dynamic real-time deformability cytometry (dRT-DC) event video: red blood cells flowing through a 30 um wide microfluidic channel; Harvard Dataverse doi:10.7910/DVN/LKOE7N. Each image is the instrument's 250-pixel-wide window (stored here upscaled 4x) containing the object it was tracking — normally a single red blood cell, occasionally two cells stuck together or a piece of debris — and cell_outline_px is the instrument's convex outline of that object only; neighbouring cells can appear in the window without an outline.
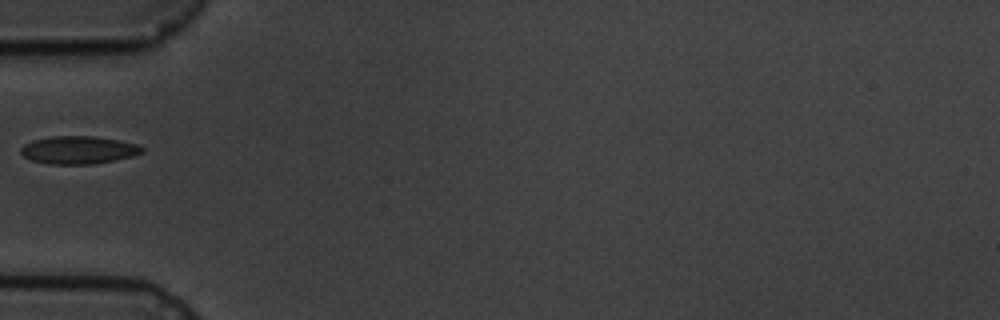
{"species": "common noctule bat (a hibernating species)", "species_latin": "Nyctalus noctula", "temperature_condition": "cold", "stored_images_in_passage": 7, "camera_frame_rate_fps": 3000, "um_per_image_px": 0.085, "animal": {"sex": "male", "body_mass_g": 19.5, "forearm_length_mm": 54.6}, "frame": {"image": 1, "passage_image": 6, "time_ms": 5.667, "image_size_px": [1000, 320], "cell_outline_px": [[144, 152], [132, 156], [116, 160], [92, 164], [48, 164], [32, 160], [24, 156], [20, 152], [20, 148], [24, 144], [32, 140], [48, 136], [92, 136], [120, 140], [136, 144], [144, 148]], "centroid_in_image_um": [6.66, 12.74], "position_along_channel_um": 78.3, "area_um2": 19.77}}
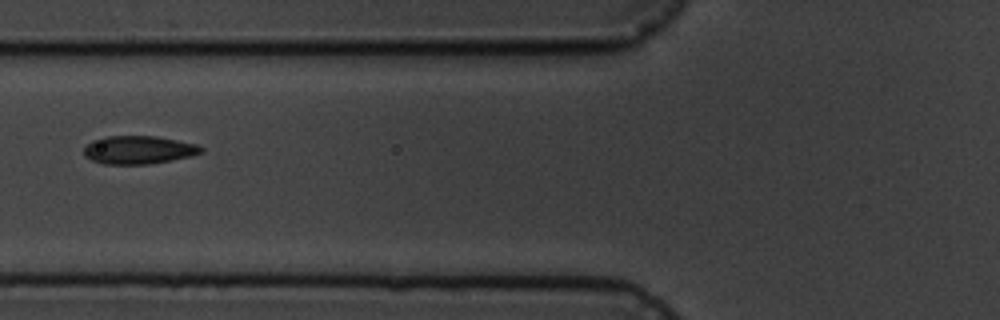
{"frame": {"image": 2, "passage_image": 7, "time_ms": 6.667, "image_size_px": [1000, 320], "cell_outline_px": [[204, 152], [192, 156], [172, 160], [148, 164], [104, 164], [92, 160], [84, 156], [84, 148], [92, 140], [104, 136], [156, 136], [196, 144], [204, 148]], "centroid_in_image_um": [11.79, 12.74], "position_along_channel_um": 114.0, "area_um2": 19.31}}